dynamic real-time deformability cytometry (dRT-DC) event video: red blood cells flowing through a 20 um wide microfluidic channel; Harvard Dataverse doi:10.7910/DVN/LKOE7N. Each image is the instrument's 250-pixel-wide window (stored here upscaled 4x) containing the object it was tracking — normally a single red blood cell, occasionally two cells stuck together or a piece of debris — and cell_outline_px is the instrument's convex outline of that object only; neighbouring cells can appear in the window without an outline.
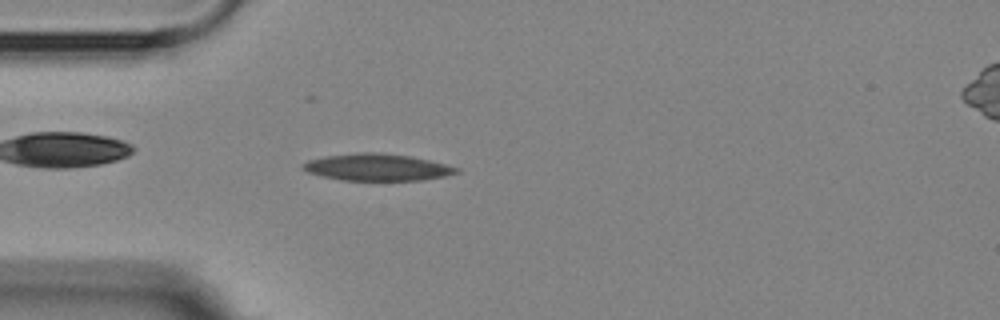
{"species": "Egyptian fruit bat (a non-hibernating species)", "species_latin": "Rousettus aegyptiacus", "temperature_condition": "room temperature", "stored_images_in_passage": 4, "camera_frame_rate_fps": 3000, "um_per_image_px": 0.085, "animal": {"sex": "female"}, "frame": {"image": 1, "passage_image": 4, "time_ms": 3.333, "image_size_px": [1000, 320], "cell_outline_px": [[460, 172], [444, 176], [424, 180], [344, 180], [324, 176], [308, 172], [300, 164], [308, 160], [324, 156], [360, 152], [376, 152], [412, 156], [460, 168]], "centroid_in_image_um": [32.07, 14.21], "position_along_channel_um": 52.9, "area_um2": 23.93}}